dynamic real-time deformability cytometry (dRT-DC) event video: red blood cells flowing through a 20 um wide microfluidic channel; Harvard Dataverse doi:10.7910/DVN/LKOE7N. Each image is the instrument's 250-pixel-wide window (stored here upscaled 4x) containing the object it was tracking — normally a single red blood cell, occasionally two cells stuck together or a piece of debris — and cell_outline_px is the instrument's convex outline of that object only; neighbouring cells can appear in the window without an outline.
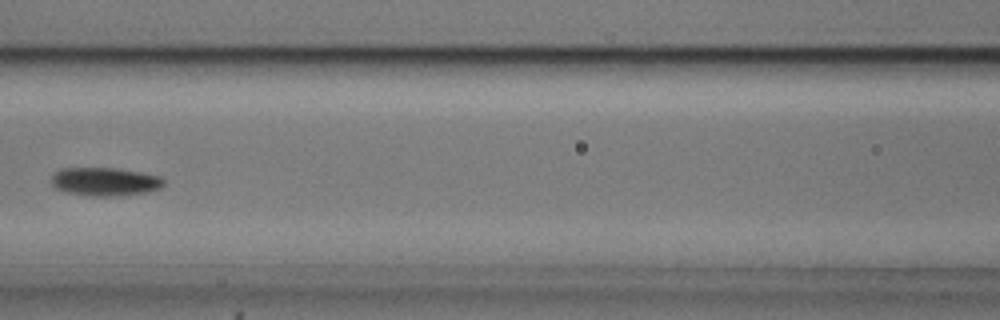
{"species": "common noctule bat (a hibernating species)", "species_latin": "Nyctalus noctula", "temperature_condition": "cold", "stored_images_in_passage": 6, "camera_frame_rate_fps": 3000, "um_per_image_px": 0.085, "animal": {"sex": "male", "body_mass_g": 20.5, "forearm_length_mm": 52.5}, "frame": {"image": 1, "passage_image": 6, "time_ms": 1.667, "image_size_px": [1000, 320], "cell_outline_px": [[164, 184], [160, 188], [144, 192], [120, 196], [92, 196], [68, 192], [56, 188], [52, 184], [52, 176], [60, 168], [116, 168], [140, 172], [160, 176], [164, 180]], "centroid_in_image_um": [8.93, 15.43], "position_along_channel_um": 157.7, "area_um2": 18.44}}